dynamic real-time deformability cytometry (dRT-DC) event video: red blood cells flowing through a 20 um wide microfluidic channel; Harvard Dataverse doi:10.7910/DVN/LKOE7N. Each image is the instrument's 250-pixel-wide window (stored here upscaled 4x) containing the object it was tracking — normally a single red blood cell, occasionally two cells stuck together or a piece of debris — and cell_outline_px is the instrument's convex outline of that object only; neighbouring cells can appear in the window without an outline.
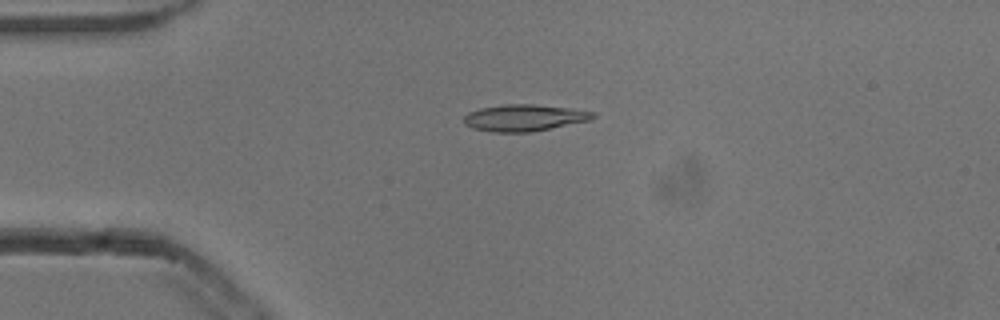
{"species": "common noctule bat (a hibernating species)", "species_latin": "Nyctalus noctula", "temperature_condition": "cold", "stored_images_in_passage": 53, "camera_frame_rate_fps": 3000, "um_per_image_px": 0.085, "animal": {"sex": "male", "body_mass_g": 13.3}, "frame": {"image": 1, "passage_image": 13, "time_ms": 4.0, "image_size_px": [1000, 320], "cell_outline_px": [[596, 116], [588, 120], [532, 132], [492, 132], [472, 128], [464, 124], [464, 116], [468, 112], [480, 108], [504, 104], [532, 104], [568, 108], [592, 112]], "centroid_in_image_um": [44.48, 10.01], "position_along_channel_um": 40.5, "area_um2": 19.83}}
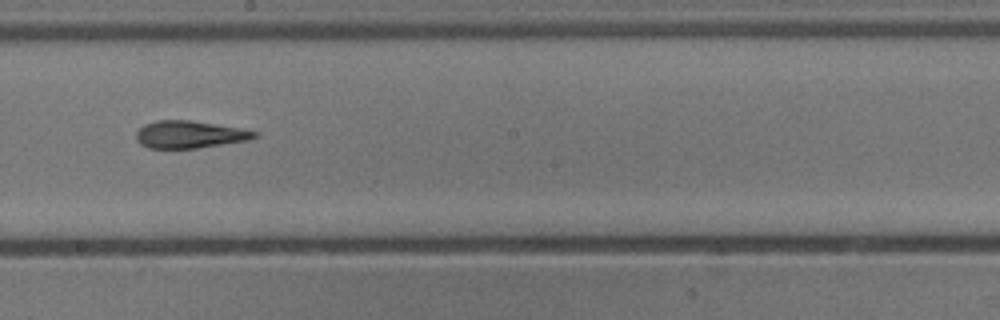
{"frame": {"image": 2, "passage_image": 30, "time_ms": 9.667, "image_size_px": [1000, 320], "cell_outline_px": [[260, 132], [256, 136], [248, 140], [196, 148], [148, 148], [140, 144], [136, 140], [136, 132], [144, 124], [156, 120], [188, 120], [240, 128]], "centroid_in_image_um": [16.08, 11.43], "position_along_channel_um": 232.1, "area_um2": 18.73}}
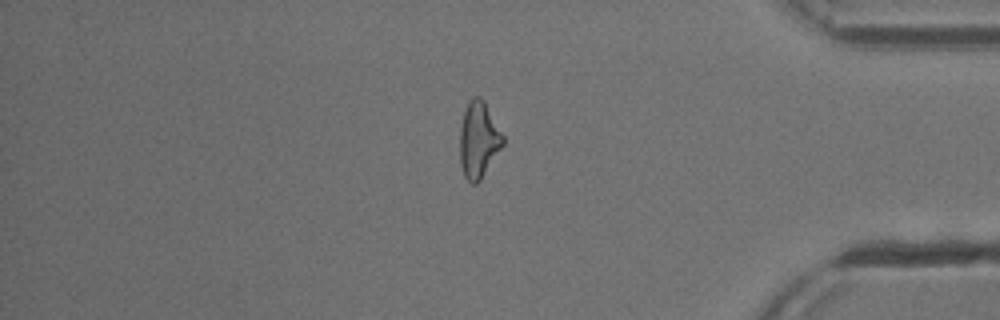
{"frame": {"image": 3, "passage_image": 45, "time_ms": 14.667, "image_size_px": [1000, 320], "cell_outline_px": [[504, 144], [480, 180], [476, 184], [472, 184], [464, 176], [460, 164], [460, 128], [464, 112], [468, 100], [472, 96], [480, 96], [484, 100], [504, 136]], "centroid_in_image_um": [40.68, 11.86], "position_along_channel_um": 394.5, "area_um2": 19.19}, "authors_computed_cell_mechanics": {"area_um2": 19.1896, "velocity_mm_per_s": 3.8441, "shape_relaxation_time_tau1_ms": 9.0029, "shape_relaxation_time_tau2_ms": 3.4195, "deformation_change_tau1": 0.2491, "deformation_change_tau2": 0.1315}}